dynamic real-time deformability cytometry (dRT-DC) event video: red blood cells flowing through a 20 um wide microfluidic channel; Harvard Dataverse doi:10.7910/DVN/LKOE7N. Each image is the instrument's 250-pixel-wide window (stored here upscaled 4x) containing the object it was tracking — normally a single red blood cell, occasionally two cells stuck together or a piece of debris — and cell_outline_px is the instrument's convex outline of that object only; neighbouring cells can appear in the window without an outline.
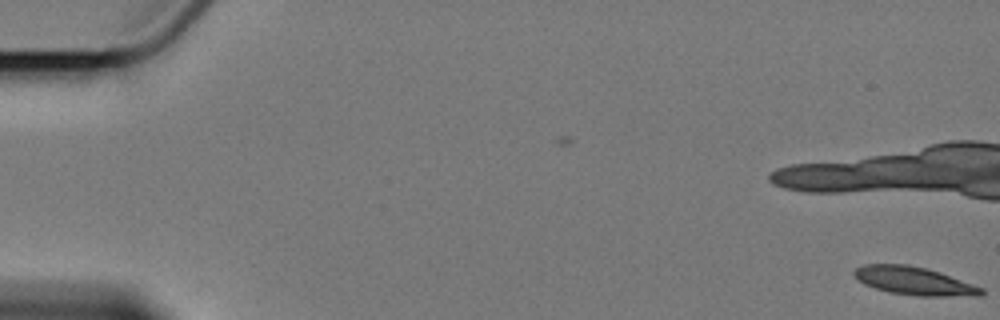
{"species": "Egyptian fruit bat (a non-hibernating species)", "species_latin": "Rousettus aegyptiacus", "temperature_condition": "cold", "stored_images_in_passage": 3, "camera_frame_rate_fps": 3000, "um_per_image_px": 0.085, "animal": {"sex": "female"}, "frame": {"image": 1, "passage_image": 3, "time_ms": 2.333, "image_size_px": [1000, 320], "cell_outline_px": [[984, 292], [980, 296], [916, 296], [888, 292], [864, 284], [856, 280], [852, 272], [856, 268], [864, 264], [904, 264], [924, 268], [940, 272], [984, 288]], "centroid_in_image_um": [77.69, 23.88], "position_along_channel_um": 7.3, "area_um2": 20.92}}